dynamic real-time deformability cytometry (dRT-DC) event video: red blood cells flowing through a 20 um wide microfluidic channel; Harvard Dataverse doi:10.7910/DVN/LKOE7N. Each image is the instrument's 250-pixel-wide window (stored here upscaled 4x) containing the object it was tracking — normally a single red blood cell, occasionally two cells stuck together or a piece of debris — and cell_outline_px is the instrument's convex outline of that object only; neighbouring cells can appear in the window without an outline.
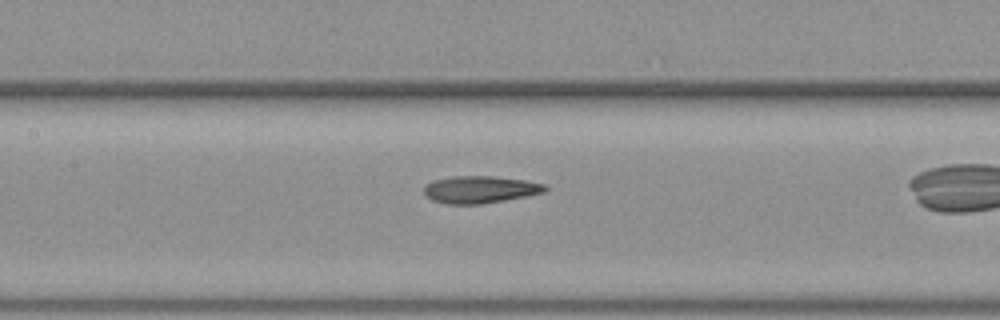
{"species": "common noctule bat (a hibernating species)", "species_latin": "Nyctalus noctula", "temperature_condition": "warm", "stored_images_in_passage": 28, "camera_frame_rate_fps": 3000, "um_per_image_px": 0.085, "animal": {"sex": "female", "body_mass_g": 19.3, "forearm_length_mm": 54.1}, "frame": {"image": 1, "passage_image": 13, "time_ms": 4.0, "image_size_px": [1000, 320], "cell_outline_px": [[548, 188], [544, 192], [528, 196], [480, 204], [448, 204], [432, 200], [424, 192], [424, 184], [436, 180], [456, 176], [492, 176], [524, 180], [544, 184]], "centroid_in_image_um": [40.81, 16.11], "position_along_channel_um": 166.6, "area_um2": 19.02}}
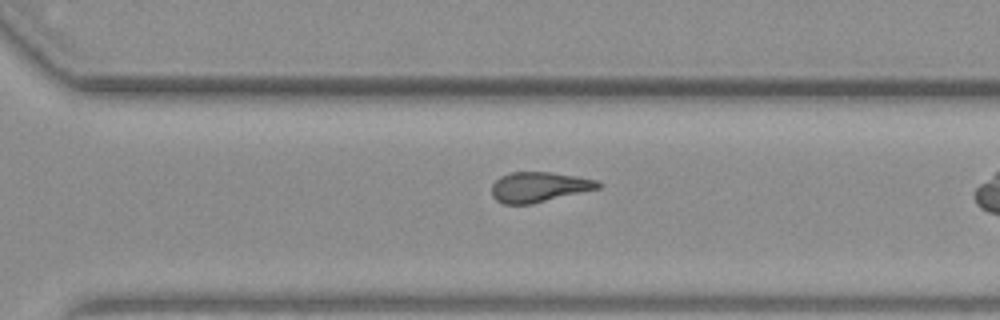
{"frame": {"image": 2, "passage_image": 24, "time_ms": 7.667, "image_size_px": [1000, 320], "cell_outline_px": [[600, 188], [532, 204], [504, 204], [496, 200], [492, 196], [492, 184], [500, 176], [512, 172], [548, 172], [576, 176], [596, 180], [600, 184]], "centroid_in_image_um": [45.78, 15.9], "position_along_channel_um": 324.8, "area_um2": 18.55}}